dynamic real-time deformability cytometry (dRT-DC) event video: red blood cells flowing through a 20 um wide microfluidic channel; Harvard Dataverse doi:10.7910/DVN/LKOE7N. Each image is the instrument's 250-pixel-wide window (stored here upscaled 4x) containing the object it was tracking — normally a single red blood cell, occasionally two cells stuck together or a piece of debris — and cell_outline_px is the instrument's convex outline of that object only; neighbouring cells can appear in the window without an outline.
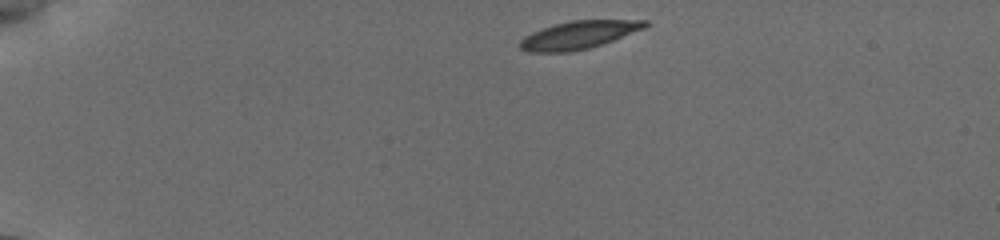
{"species": "common noctule bat (a hibernating species)", "species_latin": "Nyctalus noctula", "temperature_condition": "cold", "stored_images_in_passage": 84, "camera_frame_rate_fps": 3000, "um_per_image_px": 0.085, "animal": {"sex": "female", "body_mass_g": 19.5, "forearm_length_mm": 54.1}, "frame": {"image": 1, "passage_image": 1, "time_ms": 0.0, "image_size_px": [1000, 240], "cell_outline_px": [[652, 24], [644, 28], [604, 44], [588, 48], [568, 52], [528, 52], [520, 48], [516, 44], [524, 36], [532, 32], [552, 24], [572, 20], [648, 20]], "centroid_in_image_um": [49.17, 2.97], "position_along_channel_um": 35.8, "area_um2": 20.58}}
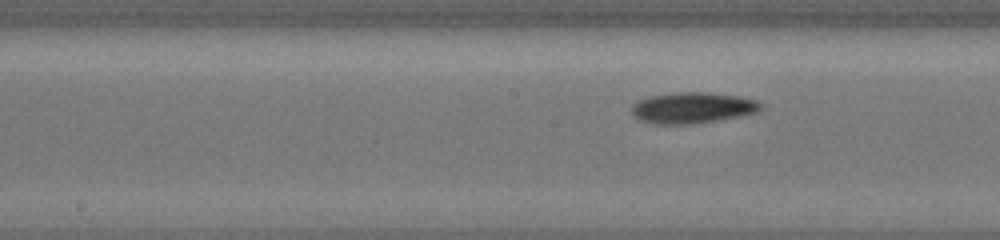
{"frame": {"image": 2, "passage_image": 31, "time_ms": 6.0, "image_size_px": [1000, 240], "cell_outline_px": [[764, 104], [760, 112], [740, 116], [692, 124], [656, 124], [640, 120], [632, 112], [632, 104], [636, 100], [648, 96], [676, 92], [708, 92], [736, 96], [756, 100]], "centroid_in_image_um": [58.87, 9.15], "position_along_channel_um": 189.3, "area_um2": 23.47}}
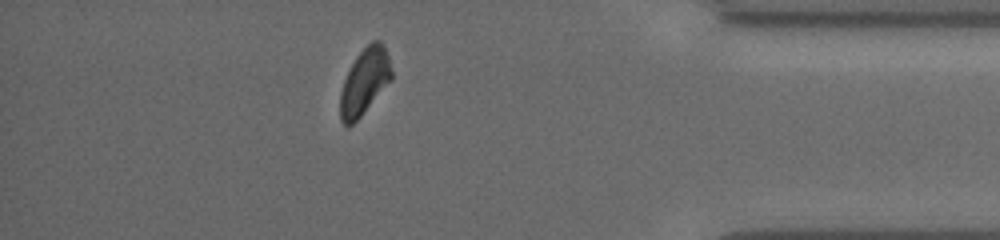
{"frame": {"image": 3, "passage_image": 73, "time_ms": 12.333, "image_size_px": [1000, 240], "cell_outline_px": [[392, 80], [360, 116], [352, 124], [344, 124], [340, 120], [340, 92], [344, 80], [356, 56], [372, 40], [380, 40], [384, 44], [388, 56], [392, 72]], "centroid_in_image_um": [31.0, 6.9], "position_along_channel_um": 404.2, "area_um2": 19.54}, "authors_computed_cell_mechanics": {"area_um2": 21.6172, "velocity_mm_per_s": 3.8073, "shape_relaxation_time_tau1_ms": 2.5561, "shape_relaxation_time_tau2_ms": null, "deformation_change_tau1": 0.1201, "deformation_change_tau2": null}}